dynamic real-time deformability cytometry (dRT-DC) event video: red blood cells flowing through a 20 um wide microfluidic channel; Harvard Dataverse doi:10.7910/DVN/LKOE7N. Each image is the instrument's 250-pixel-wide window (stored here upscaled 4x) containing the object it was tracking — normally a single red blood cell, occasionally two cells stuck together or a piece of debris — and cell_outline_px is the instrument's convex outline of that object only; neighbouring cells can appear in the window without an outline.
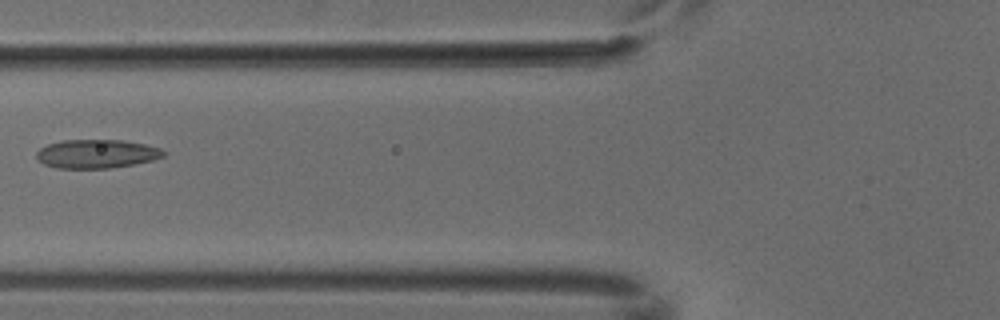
{"species": "common noctule bat (a hibernating species)", "species_latin": "Nyctalus noctula", "temperature_condition": "cold", "stored_images_in_passage": 6, "camera_frame_rate_fps": 3000, "um_per_image_px": 0.085, "animal": {"sex": "male", "body_mass_g": 18.8}, "frame": {"image": 1, "passage_image": 5, "time_ms": 1.333, "image_size_px": [1000, 320], "cell_outline_px": [[164, 156], [152, 160], [112, 168], [56, 168], [44, 164], [36, 156], [36, 152], [40, 148], [48, 144], [60, 140], [124, 140], [144, 144], [160, 148], [164, 152]], "centroid_in_image_um": [8.19, 13.07], "position_along_channel_um": 117.6, "area_um2": 21.15}}
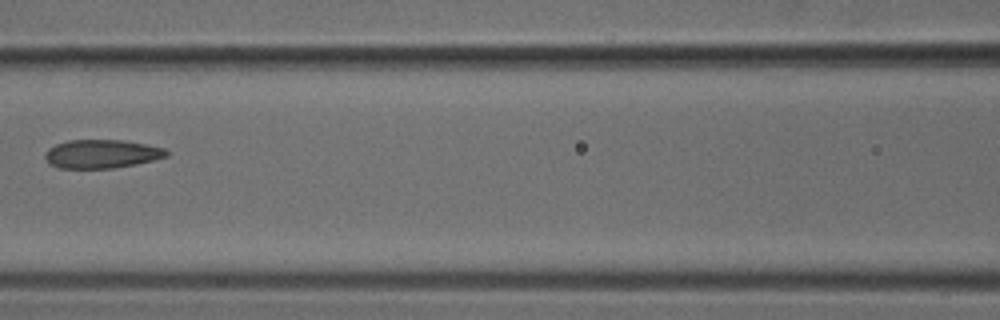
{"frame": {"image": 2, "passage_image": 6, "time_ms": 1.667, "image_size_px": [1000, 320], "cell_outline_px": [[168, 156], [136, 164], [112, 168], [60, 168], [48, 164], [44, 156], [44, 152], [48, 148], [56, 144], [68, 140], [124, 140], [148, 144], [164, 148], [168, 152]], "centroid_in_image_um": [8.61, 13.07], "position_along_channel_um": 158.0, "area_um2": 20.35}}